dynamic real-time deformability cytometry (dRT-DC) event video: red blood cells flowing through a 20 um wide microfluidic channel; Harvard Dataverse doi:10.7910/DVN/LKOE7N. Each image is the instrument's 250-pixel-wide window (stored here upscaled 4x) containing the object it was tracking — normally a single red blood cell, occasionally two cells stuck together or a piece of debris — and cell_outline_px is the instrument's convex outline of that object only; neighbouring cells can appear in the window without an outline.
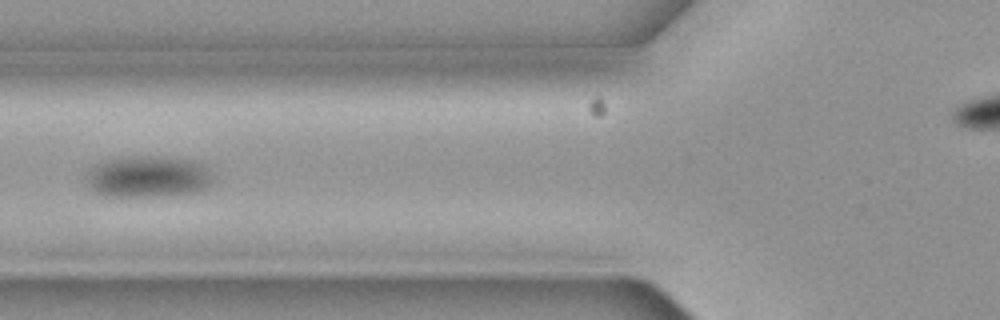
{"species": "common noctule bat (a hibernating species)", "species_latin": "Nyctalus noctula", "temperature_condition": "cold", "stored_images_in_passage": 6, "camera_frame_rate_fps": 3000, "um_per_image_px": 0.085, "animal": {"sex": "female", "body_mass_g": 19.3, "forearm_length_mm": 54.1}, "frame": {"image": 1, "passage_image": 6, "time_ms": 1.667, "image_size_px": [1000, 320], "cell_outline_px": [[216, 176], [212, 184], [204, 192], [168, 196], [104, 196], [88, 188], [84, 176], [88, 168], [92, 164], [100, 160], [140, 156], [148, 156], [192, 160], [204, 164]], "centroid_in_image_um": [12.6, 15.03], "position_along_channel_um": 113.2, "area_um2": 31.79}}